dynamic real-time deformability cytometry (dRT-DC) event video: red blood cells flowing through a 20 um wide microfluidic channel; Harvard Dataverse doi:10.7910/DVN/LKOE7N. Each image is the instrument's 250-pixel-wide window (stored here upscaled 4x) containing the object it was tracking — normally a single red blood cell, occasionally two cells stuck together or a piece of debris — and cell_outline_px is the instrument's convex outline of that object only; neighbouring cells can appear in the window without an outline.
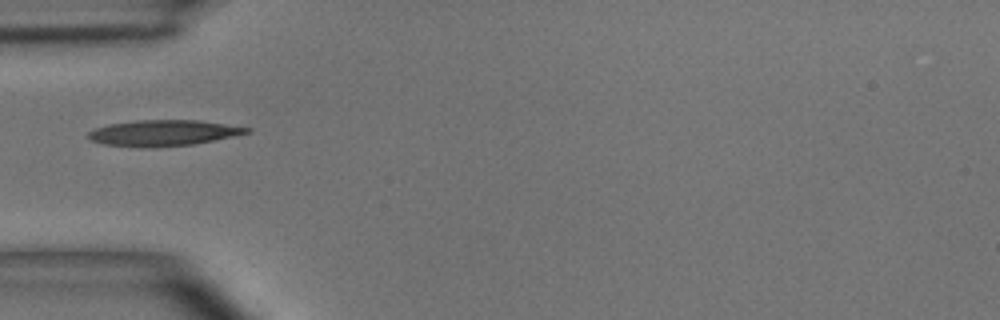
{"species": "common noctule bat (a hibernating species)", "species_latin": "Nyctalus noctula", "temperature_condition": "room temperature", "stored_images_in_passage": 5, "camera_frame_rate_fps": 3000, "um_per_image_px": 0.085, "animal": {"sex": "male", "body_mass_g": 15.6}, "frame": {"image": 1, "passage_image": 4, "time_ms": 3.667, "image_size_px": [1000, 320], "cell_outline_px": [[252, 132], [192, 144], [148, 148], [140, 148], [104, 144], [88, 140], [88, 132], [96, 128], [108, 124], [136, 120], [200, 120], [252, 128]], "centroid_in_image_um": [13.84, 11.3], "position_along_channel_um": 71.2, "area_um2": 23.99}}
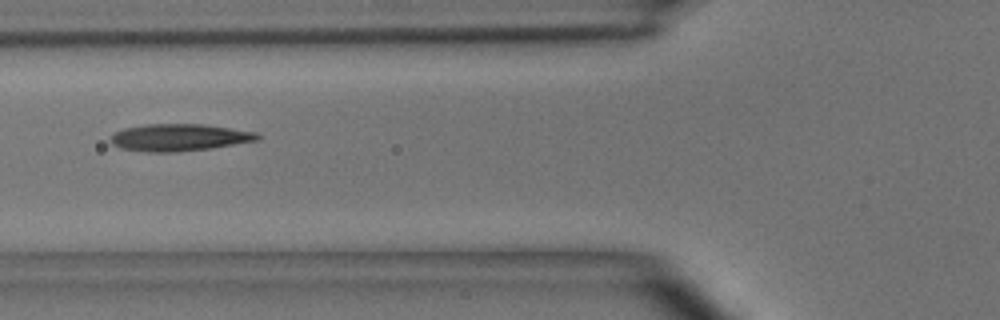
{"frame": {"image": 2, "passage_image": 5, "time_ms": 4.667, "image_size_px": [1000, 320], "cell_outline_px": [[260, 140], [208, 148], [176, 152], [148, 152], [120, 148], [112, 144], [112, 136], [116, 132], [124, 128], [148, 124], [204, 124], [256, 132], [260, 136]], "centroid_in_image_um": [15.24, 11.68], "position_along_channel_um": 110.6, "area_um2": 22.95}}